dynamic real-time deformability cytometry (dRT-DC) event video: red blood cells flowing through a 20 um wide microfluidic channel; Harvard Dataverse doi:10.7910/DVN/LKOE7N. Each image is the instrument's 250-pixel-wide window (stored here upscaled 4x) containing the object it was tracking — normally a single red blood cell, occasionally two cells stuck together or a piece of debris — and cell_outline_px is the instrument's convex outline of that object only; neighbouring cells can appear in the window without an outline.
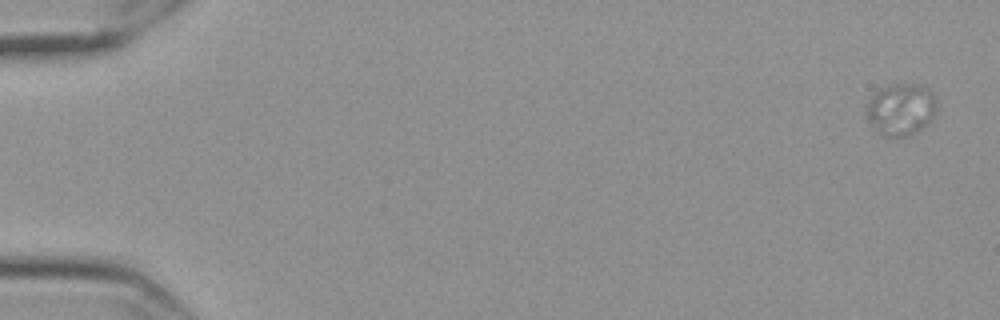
{"species": "Egyptian fruit bat (a non-hibernating species)", "species_latin": "Rousettus aegyptiacus", "temperature_condition": "cold", "stored_images_in_passage": 58, "camera_frame_rate_fps": 3000, "um_per_image_px": 0.085, "frame": {"image": 1, "passage_image": 1, "time_ms": 0.0, "image_size_px": [1000, 320], "cell_outline_px": [[936, 104], [932, 116], [928, 124], [908, 136], [884, 136], [872, 128], [864, 116], [868, 100], [880, 88], [892, 84], [920, 84], [928, 88], [936, 100]], "centroid_in_image_um": [76.52, 9.29], "position_along_channel_um": 8.5, "area_um2": 21.39}}
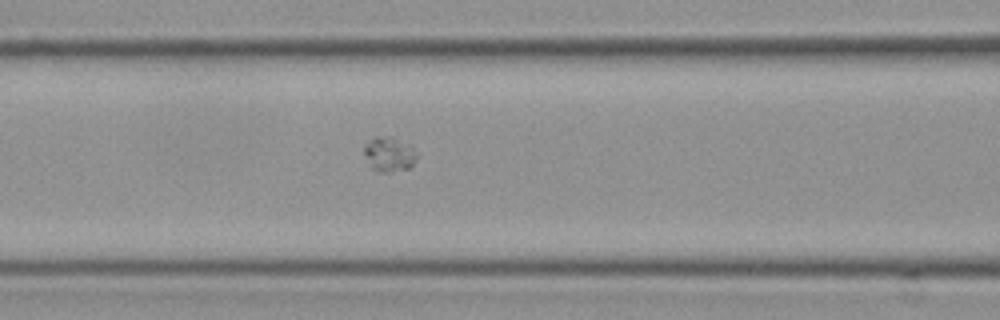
{"frame": {"image": 2, "passage_image": 25, "time_ms": 8.0, "image_size_px": [1000, 320], "cell_outline_px": [[416, 160], [408, 168], [388, 172], [380, 172], [372, 168], [364, 152], [364, 144], [372, 136], [392, 136], [412, 144], [416, 156]], "centroid_in_image_um": [33.08, 13.06], "position_along_channel_um": 133.5, "area_um2": 10.75}}
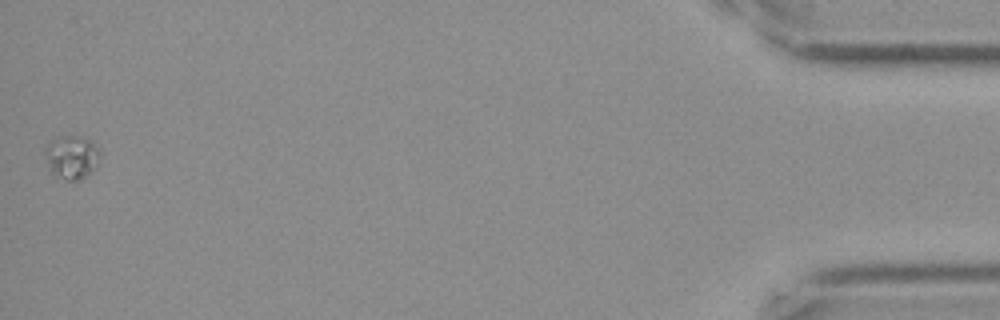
{"frame": {"image": 3, "passage_image": 58, "time_ms": 19.0, "image_size_px": [1000, 320], "cell_outline_px": [[96, 164], [80, 180], [68, 180], [56, 176], [52, 172], [44, 152], [44, 148], [52, 136], [80, 136], [92, 140], [96, 148]], "centroid_in_image_um": [6.0, 13.3], "position_along_channel_um": 429.2, "area_um2": 13.47}}